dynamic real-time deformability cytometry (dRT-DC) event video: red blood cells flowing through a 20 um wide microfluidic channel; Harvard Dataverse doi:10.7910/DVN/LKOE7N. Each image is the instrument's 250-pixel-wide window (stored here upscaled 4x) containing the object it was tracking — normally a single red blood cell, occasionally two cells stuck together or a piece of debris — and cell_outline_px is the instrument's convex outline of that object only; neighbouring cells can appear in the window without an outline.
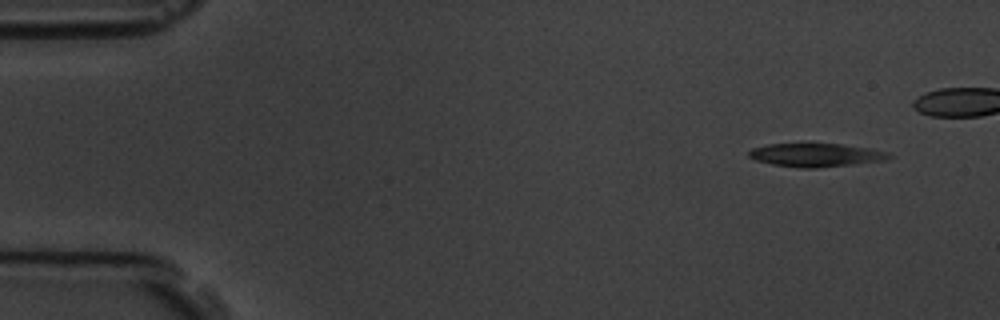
{"species": "common noctule bat (a hibernating species)", "species_latin": "Nyctalus noctula", "temperature_condition": "room temperature", "stored_images_in_passage": 8, "segment_of_instrument_passage": [1, 2], "camera_frame_rate_fps": 3000, "um_per_image_px": 0.085, "animal": {"sex": "male", "body_mass_g": 19.5, "forearm_length_mm": 54.6}, "frame": {"image": 1, "passage_image": 1, "time_ms": 0.0, "image_size_px": [1000, 320], "cell_outline_px": [[892, 156], [884, 160], [852, 164], [816, 168], [800, 168], [772, 164], [756, 160], [748, 156], [748, 152], [752, 148], [768, 144], [804, 140], [808, 140], [872, 148], [888, 152]], "centroid_in_image_um": [69.29, 13.12], "position_along_channel_um": 15.7, "area_um2": 20.06}}
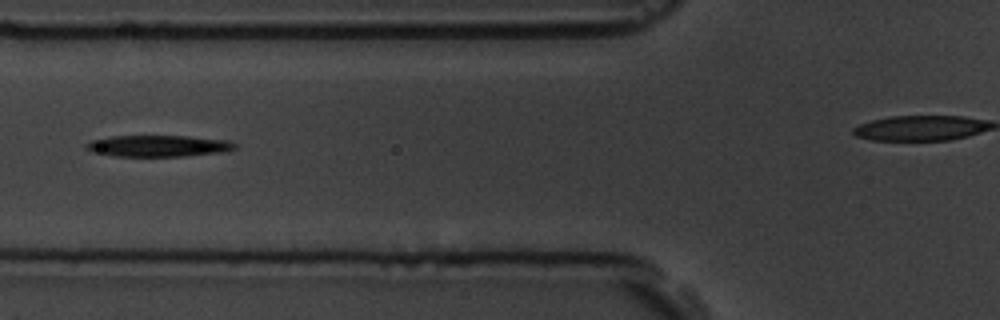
{"frame": {"image": 2, "passage_image": 6, "time_ms": 5.667, "image_size_px": [1000, 320], "cell_outline_px": [[236, 148], [224, 152], [184, 156], [116, 156], [92, 152], [84, 148], [84, 144], [92, 140], [112, 136], [188, 136], [228, 140], [236, 144]], "centroid_in_image_um": [13.44, 12.4], "position_along_channel_um": 112.4, "area_um2": 18.61}}
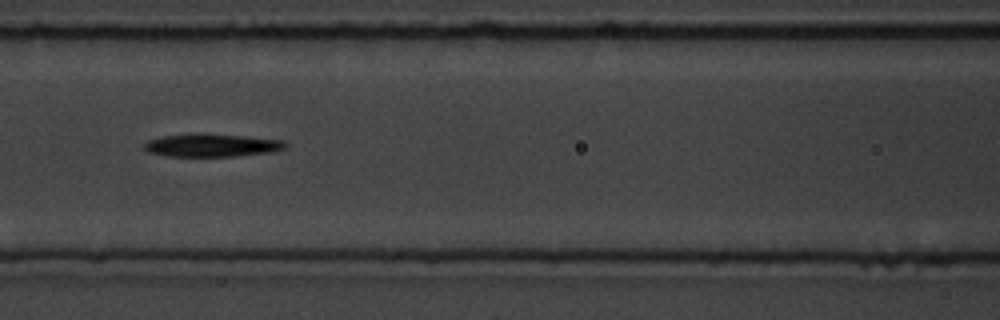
{"frame": {"image": 3, "passage_image": 7, "time_ms": 6.667, "image_size_px": [1000, 320], "cell_outline_px": [[288, 144], [284, 148], [268, 152], [236, 156], [168, 156], [148, 152], [144, 148], [144, 144], [148, 140], [164, 136], [244, 136], [284, 140]], "centroid_in_image_um": [18.03, 12.39], "position_along_channel_um": 148.6, "area_um2": 17.74}}